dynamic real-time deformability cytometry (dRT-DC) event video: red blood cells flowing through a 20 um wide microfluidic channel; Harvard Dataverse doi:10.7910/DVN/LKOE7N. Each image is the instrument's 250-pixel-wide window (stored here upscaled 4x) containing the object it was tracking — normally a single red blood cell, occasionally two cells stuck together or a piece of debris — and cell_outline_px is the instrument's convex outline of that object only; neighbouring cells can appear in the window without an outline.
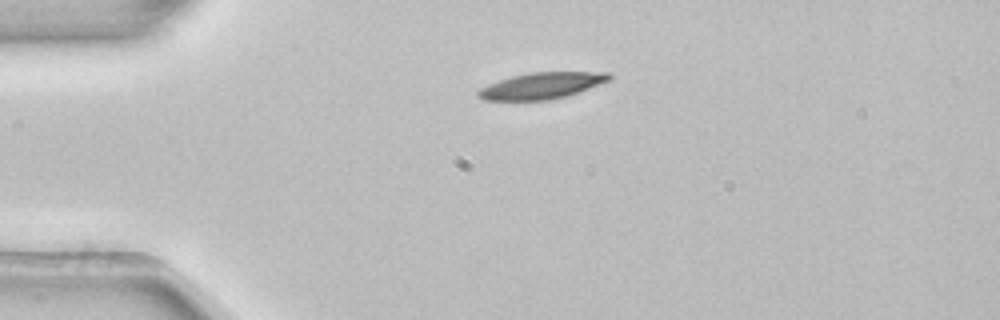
{"species": "common noctule bat (a hibernating species)", "species_latin": "Nyctalus noctula", "temperature_condition": "room temperature", "stored_images_in_passage": 2, "camera_frame_rate_fps": 3000, "um_per_image_px": 0.085, "animal": {"sex": "female", "body_mass_g": 22.7, "forearm_length_mm": 54.2}, "frame": {"image": 1, "passage_image": 1, "time_ms": 0.0, "image_size_px": [1000, 320], "cell_outline_px": [[612, 76], [608, 80], [588, 88], [564, 96], [548, 100], [484, 100], [476, 96], [476, 92], [480, 88], [488, 84], [512, 76], [532, 72], [612, 72]], "centroid_in_image_um": [45.99, 7.28], "position_along_channel_um": 39.0, "area_um2": 19.83}}